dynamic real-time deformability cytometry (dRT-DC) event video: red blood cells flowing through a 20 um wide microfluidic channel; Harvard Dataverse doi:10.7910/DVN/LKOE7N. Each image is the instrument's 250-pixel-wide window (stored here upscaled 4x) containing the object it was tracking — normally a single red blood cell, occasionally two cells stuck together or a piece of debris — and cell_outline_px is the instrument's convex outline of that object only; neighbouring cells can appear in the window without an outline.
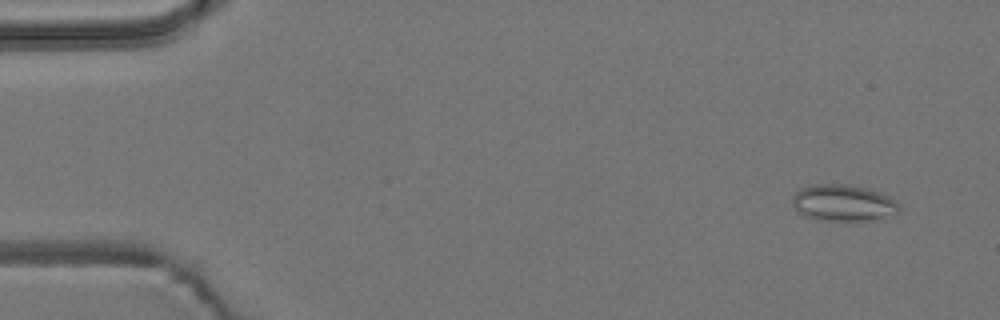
{"species": "common noctule bat (a hibernating species)", "species_latin": "Nyctalus noctula", "temperature_condition": "room temperature", "stored_images_in_passage": 55, "camera_frame_rate_fps": 3000, "um_per_image_px": 0.085, "animal": {"sex": "male", "body_mass_g": 19.2, "forearm_length_mm": 51.8}, "frame": {"image": 1, "passage_image": 3, "time_ms": 0.667, "image_size_px": [1000, 320], "cell_outline_px": [[900, 212], [892, 216], [880, 220], [820, 220], [796, 212], [792, 204], [792, 196], [800, 188], [812, 184], [848, 184], [880, 192], [888, 196], [900, 208]], "centroid_in_image_um": [71.66, 17.25], "position_along_channel_um": 13.3, "area_um2": 22.83}}
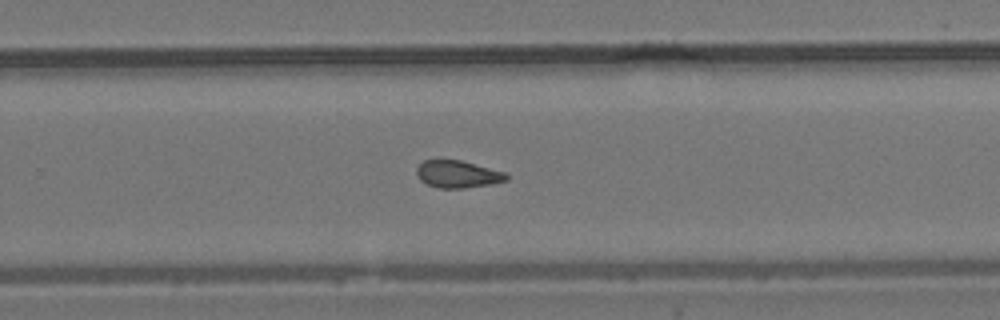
{"frame": {"image": 2, "passage_image": 35, "time_ms": 11.333, "image_size_px": [1000, 320], "cell_outline_px": [[508, 180], [488, 184], [464, 188], [436, 188], [420, 180], [416, 172], [416, 168], [424, 160], [436, 156], [440, 156], [460, 160], [508, 172]], "centroid_in_image_um": [38.86, 14.75], "position_along_channel_um": 290.9, "area_um2": 14.85}}
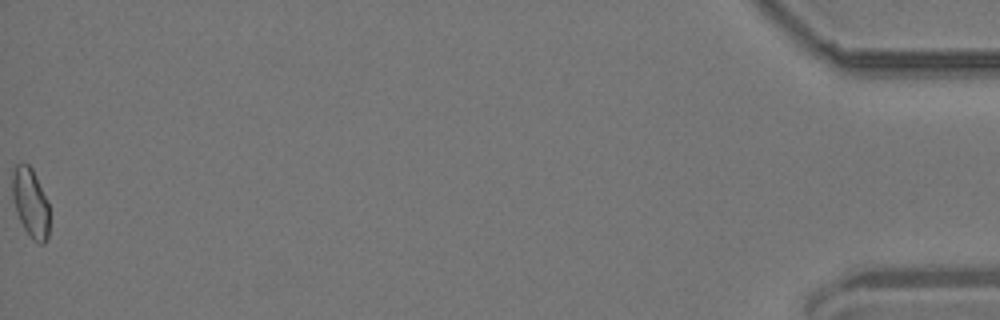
{"frame": {"image": 3, "passage_image": 55, "time_ms": 18.0, "image_size_px": [1000, 320], "cell_outline_px": [[48, 236], [44, 244], [40, 244], [32, 240], [24, 228], [16, 212], [12, 196], [12, 172], [16, 164], [28, 164], [32, 168], [36, 176], [48, 204]], "centroid_in_image_um": [2.57, 17.24], "position_along_channel_um": 432.6, "area_um2": 14.8}, "authors_computed_cell_mechanics": {"area_um2": 14.9702, "velocity_mm_per_s": 3.7066, "shape_relaxation_time_tau1_ms": null, "shape_relaxation_time_tau2_ms": 3.5914, "deformation_change_tau1": null, "deformation_change_tau2": 0.1122}}